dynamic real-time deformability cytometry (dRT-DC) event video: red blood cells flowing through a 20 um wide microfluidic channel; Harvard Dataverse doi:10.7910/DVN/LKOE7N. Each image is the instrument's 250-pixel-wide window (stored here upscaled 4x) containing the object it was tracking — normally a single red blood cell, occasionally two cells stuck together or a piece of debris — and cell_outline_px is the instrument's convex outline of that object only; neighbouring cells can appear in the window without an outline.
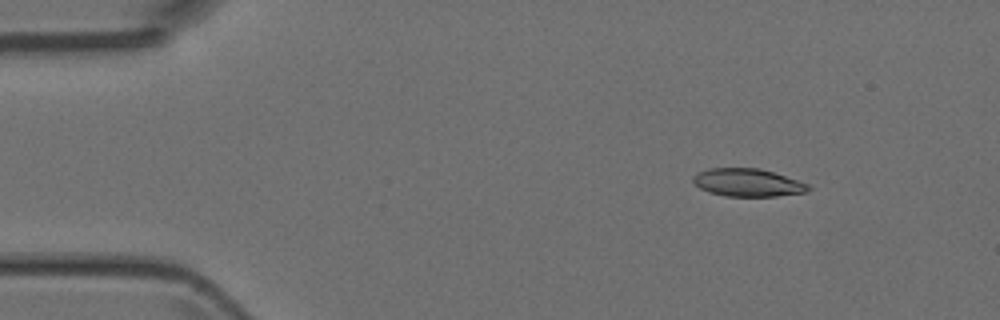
{"species": "Egyptian fruit bat (a non-hibernating species)", "species_latin": "Rousettus aegyptiacus", "temperature_condition": "room temperature", "stored_images_in_passage": 6, "camera_frame_rate_fps": 3000, "um_per_image_px": 0.085, "animal": {"sex": "female"}, "frame": {"image": 1, "passage_image": 1, "time_ms": 0.0, "image_size_px": [1000, 320], "cell_outline_px": [[812, 188], [804, 192], [776, 196], [724, 196], [708, 192], [700, 188], [692, 180], [692, 176], [708, 168], [760, 168], [808, 184]], "centroid_in_image_um": [63.52, 15.52], "position_along_channel_um": 21.5, "area_um2": 18.5}}
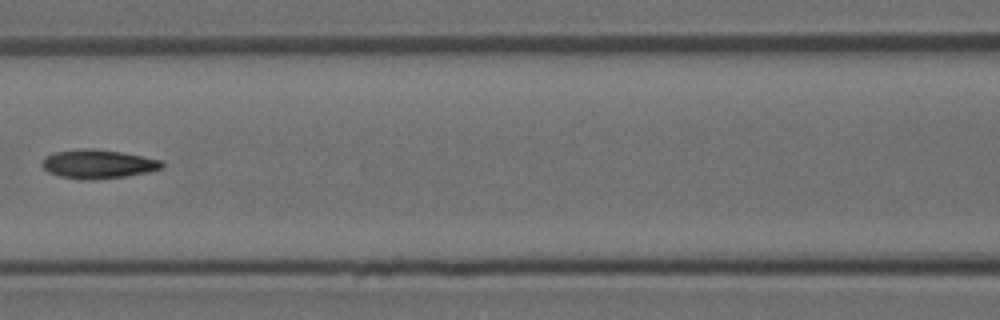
{"frame": {"image": 2, "passage_image": 5, "time_ms": 5.333, "image_size_px": [1000, 320], "cell_outline_px": [[164, 164], [160, 168], [148, 172], [124, 176], [92, 180], [84, 180], [60, 176], [48, 172], [44, 168], [44, 160], [48, 156], [56, 152], [80, 148], [92, 148], [120, 152], [160, 160]], "centroid_in_image_um": [8.33, 13.94], "position_along_channel_um": 158.3, "area_um2": 19.71}}
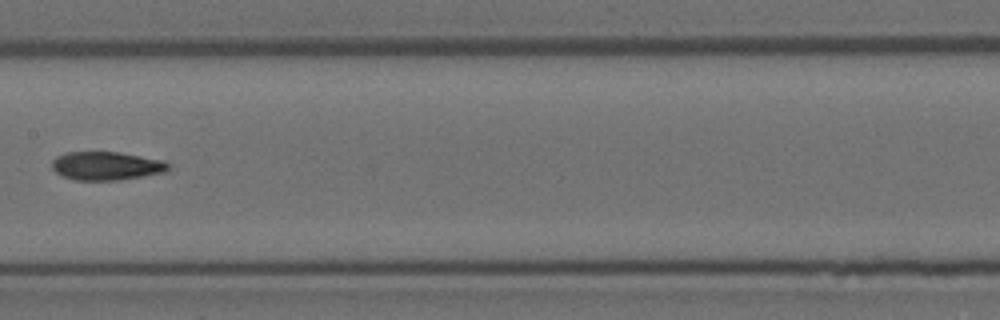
{"frame": {"image": 3, "passage_image": 6, "time_ms": 6.333, "image_size_px": [1000, 320], "cell_outline_px": [[168, 168], [164, 172], [120, 180], [76, 180], [64, 176], [56, 172], [52, 168], [52, 160], [56, 156], [64, 152], [120, 152], [160, 160], [168, 164]], "centroid_in_image_um": [8.98, 14.09], "position_along_channel_um": 198.4, "area_um2": 19.07}}